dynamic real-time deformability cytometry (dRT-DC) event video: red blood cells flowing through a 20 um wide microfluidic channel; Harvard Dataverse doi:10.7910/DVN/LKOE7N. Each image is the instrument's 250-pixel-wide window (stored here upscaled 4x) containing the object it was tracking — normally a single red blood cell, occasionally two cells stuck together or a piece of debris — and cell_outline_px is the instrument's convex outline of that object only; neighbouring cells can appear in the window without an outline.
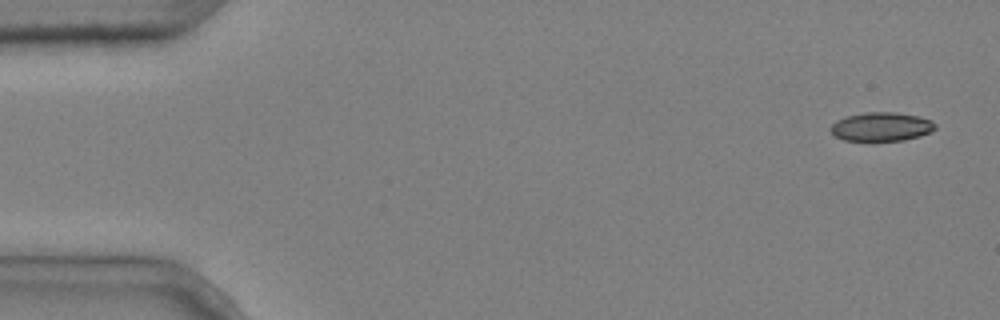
{"species": "common noctule bat (a hibernating species)", "species_latin": "Nyctalus noctula", "temperature_condition": "cold", "stored_images_in_passage": 5, "camera_frame_rate_fps": 3000, "um_per_image_px": 0.085, "animal": {"sex": "male", "body_mass_g": 20.4}, "frame": {"image": 1, "passage_image": 1, "time_ms": 0.0, "image_size_px": [1000, 320], "cell_outline_px": [[936, 128], [932, 132], [920, 136], [904, 140], [872, 144], [844, 140], [836, 136], [828, 128], [836, 120], [848, 116], [864, 112], [896, 112], [916, 116], [932, 120], [936, 124]], "centroid_in_image_um": [74.9, 10.82], "position_along_channel_um": 10.1, "area_um2": 18.38}}
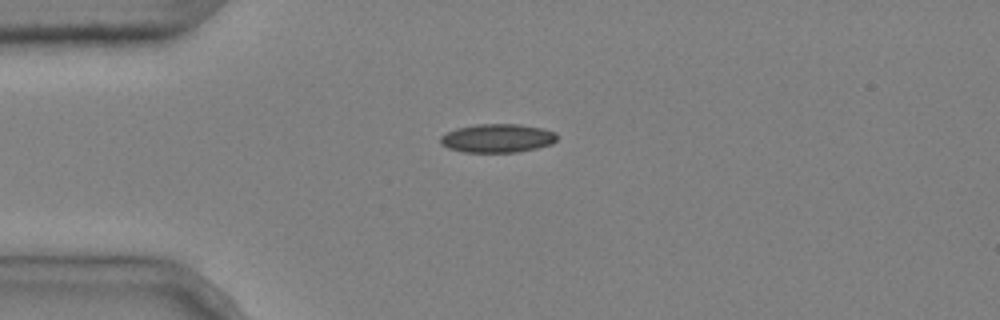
{"frame": {"image": 2, "passage_image": 4, "time_ms": 1.0, "image_size_px": [1000, 320], "cell_outline_px": [[556, 140], [552, 144], [536, 148], [516, 152], [464, 152], [448, 148], [440, 144], [440, 136], [456, 128], [476, 124], [520, 124], [540, 128], [556, 132]], "centroid_in_image_um": [42.26, 11.74], "position_along_channel_um": 42.7, "area_um2": 19.42}}